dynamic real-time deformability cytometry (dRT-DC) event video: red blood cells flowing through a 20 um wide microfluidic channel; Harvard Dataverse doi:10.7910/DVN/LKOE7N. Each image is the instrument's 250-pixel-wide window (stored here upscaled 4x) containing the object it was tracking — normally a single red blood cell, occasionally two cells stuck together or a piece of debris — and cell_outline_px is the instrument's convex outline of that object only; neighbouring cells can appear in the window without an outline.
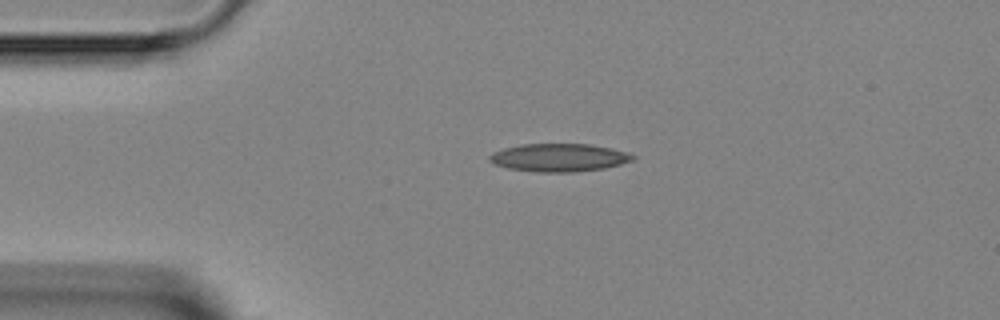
{"species": "Egyptian fruit bat (a non-hibernating species)", "species_latin": "Rousettus aegyptiacus", "temperature_condition": "room temperature", "stored_images_in_passage": 4, "camera_frame_rate_fps": 3000, "um_per_image_px": 0.085, "animal": {"sex": "female"}, "frame": {"image": 1, "passage_image": 4, "time_ms": 4.667, "image_size_px": [1000, 320], "cell_outline_px": [[636, 156], [632, 160], [620, 164], [604, 168], [572, 172], [540, 172], [508, 168], [496, 164], [488, 160], [488, 156], [492, 152], [504, 148], [520, 144], [588, 144], [612, 148], [628, 152]], "centroid_in_image_um": [47.51, 13.38], "position_along_channel_um": 37.5, "area_um2": 23.29}}